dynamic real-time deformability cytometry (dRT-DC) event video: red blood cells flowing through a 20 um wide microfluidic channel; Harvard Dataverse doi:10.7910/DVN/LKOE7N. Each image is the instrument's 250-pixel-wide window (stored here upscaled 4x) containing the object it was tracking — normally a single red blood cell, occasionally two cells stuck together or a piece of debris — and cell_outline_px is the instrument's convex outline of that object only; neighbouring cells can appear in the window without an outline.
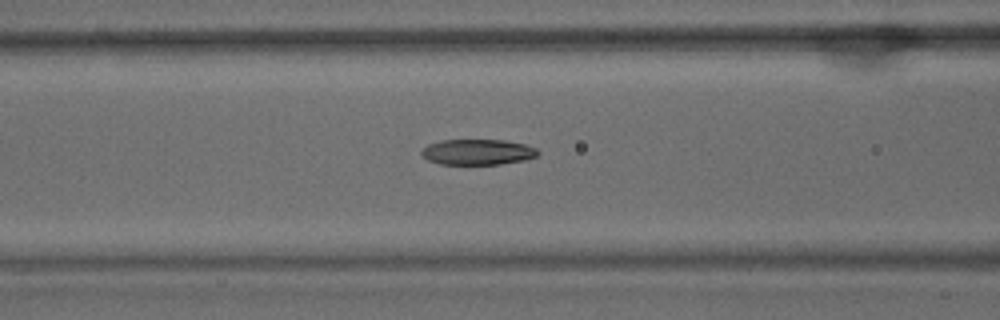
{"species": "common noctule bat (a hibernating species)", "species_latin": "Nyctalus noctula", "temperature_condition": "warm", "stored_images_in_passage": 41, "camera_frame_rate_fps": 3000, "um_per_image_px": 0.085, "animal": {"sex": "male", "body_mass_g": 15.6}, "frame": {"image": 1, "passage_image": 11, "time_ms": 3.333, "image_size_px": [1000, 320], "cell_outline_px": [[536, 152], [532, 156], [516, 160], [492, 164], [448, 164], [436, 160], [428, 156], [424, 152], [436, 144], [452, 140], [492, 140], [520, 144]], "centroid_in_image_um": [40.63, 12.92], "position_along_channel_um": 126.0, "area_um2": 15.03}}
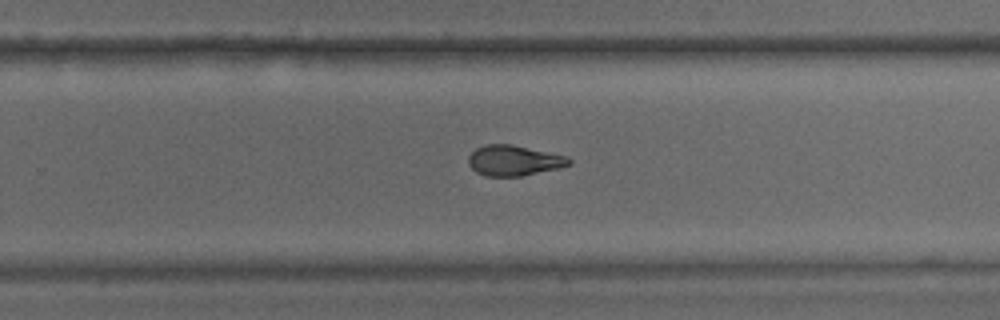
{"frame": {"image": 2, "passage_image": 23, "time_ms": 7.333, "image_size_px": [1000, 320], "cell_outline_px": [[568, 164], [512, 176], [496, 176], [480, 172], [472, 164], [472, 156], [480, 148], [496, 144], [500, 144], [520, 148], [556, 156], [568, 160]], "centroid_in_image_um": [43.59, 13.66], "position_along_channel_um": 286.2, "area_um2": 14.8}}
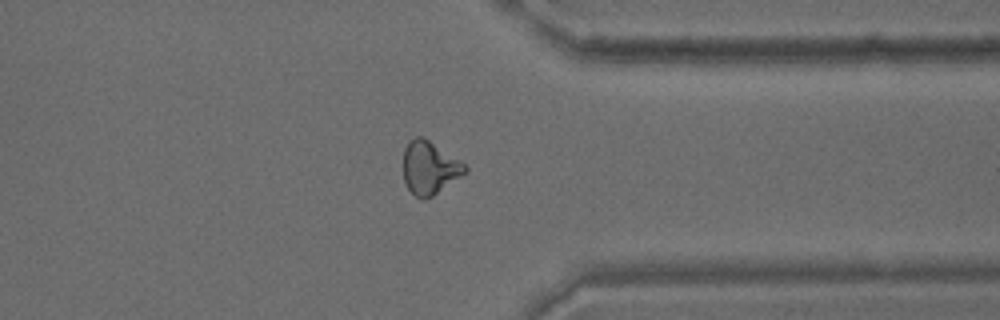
{"frame": {"image": 3, "passage_image": 30, "time_ms": 9.667, "image_size_px": [1000, 320], "cell_outline_px": [[464, 172], [428, 196], [424, 196], [412, 192], [404, 176], [404, 156], [408, 148], [424, 140], [464, 168]], "centroid_in_image_um": [36.44, 14.35], "position_along_channel_um": 375.0, "area_um2": 15.43}, "authors_computed_cell_mechanics": {"area_um2": 14.6812, "velocity_mm_per_s": 4.0054, "shape_relaxation_time_tau1_ms": null, "shape_relaxation_time_tau2_ms": 2.6293, "deformation_change_tau1": null, "deformation_change_tau2": 0.0935}}